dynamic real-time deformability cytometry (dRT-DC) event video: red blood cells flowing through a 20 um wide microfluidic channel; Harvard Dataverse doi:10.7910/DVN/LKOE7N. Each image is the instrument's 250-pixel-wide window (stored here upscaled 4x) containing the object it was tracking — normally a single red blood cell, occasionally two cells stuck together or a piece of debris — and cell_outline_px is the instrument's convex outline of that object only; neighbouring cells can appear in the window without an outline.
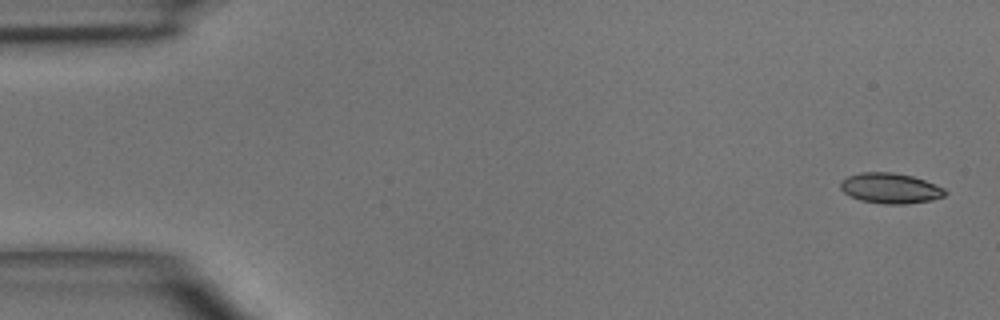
{"species": "common noctule bat (a hibernating species)", "species_latin": "Nyctalus noctula", "temperature_condition": "room temperature", "stored_images_in_passage": 5, "camera_frame_rate_fps": 3000, "um_per_image_px": 0.085, "animal": {"sex": "male", "body_mass_g": 15.6}, "frame": {"image": 1, "passage_image": 1, "time_ms": 0.0, "image_size_px": [1000, 320], "cell_outline_px": [[948, 192], [944, 196], [932, 200], [904, 204], [884, 204], [860, 200], [844, 192], [840, 188], [840, 180], [848, 176], [860, 172], [892, 172], [912, 176], [924, 180], [944, 188]], "centroid_in_image_um": [75.67, 15.99], "position_along_channel_um": 9.3, "area_um2": 18.5}}
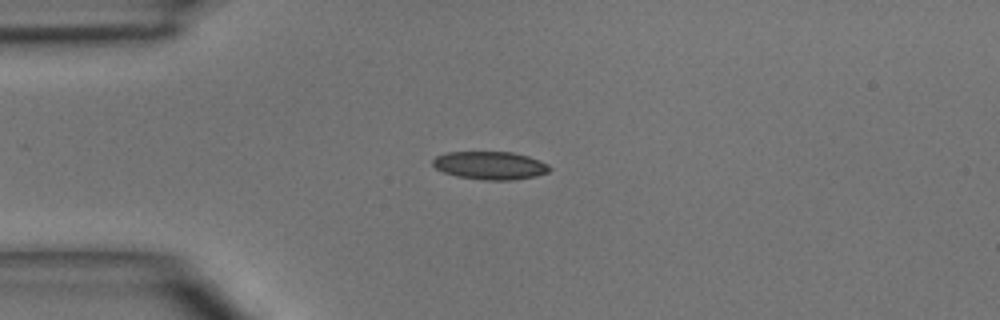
{"frame": {"image": 2, "passage_image": 4, "time_ms": 3.333, "image_size_px": [1000, 320], "cell_outline_px": [[552, 168], [548, 172], [536, 176], [512, 180], [484, 180], [456, 176], [444, 172], [436, 168], [432, 164], [432, 160], [436, 156], [444, 152], [512, 152], [528, 156], [540, 160], [548, 164]], "centroid_in_image_um": [41.66, 14.06], "position_along_channel_um": 43.3, "area_um2": 19.19}}